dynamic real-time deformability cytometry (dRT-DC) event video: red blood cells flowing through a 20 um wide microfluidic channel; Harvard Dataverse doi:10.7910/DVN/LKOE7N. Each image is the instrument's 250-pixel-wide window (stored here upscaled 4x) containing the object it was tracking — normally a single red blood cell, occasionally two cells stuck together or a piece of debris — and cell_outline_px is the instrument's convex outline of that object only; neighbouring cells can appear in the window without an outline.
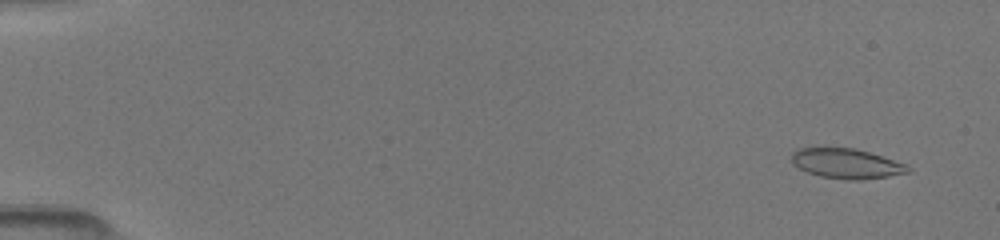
{"species": "common noctule bat (a hibernating species)", "species_latin": "Nyctalus noctula", "temperature_condition": "room temperature", "stored_images_in_passage": 43, "camera_frame_rate_fps": 3000, "um_per_image_px": 0.085, "animal": {"sex": "female", "body_mass_g": 19.5, "forearm_length_mm": 54.1}, "frame": {"image": 1, "passage_image": 3, "time_ms": 0.667, "image_size_px": [1000, 240], "cell_outline_px": [[912, 172], [888, 176], [860, 180], [844, 180], [820, 176], [808, 172], [792, 164], [792, 152], [796, 148], [824, 144], [856, 148], [908, 164], [912, 168]], "centroid_in_image_um": [71.92, 13.85], "position_along_channel_um": 13.1, "area_um2": 21.33}}
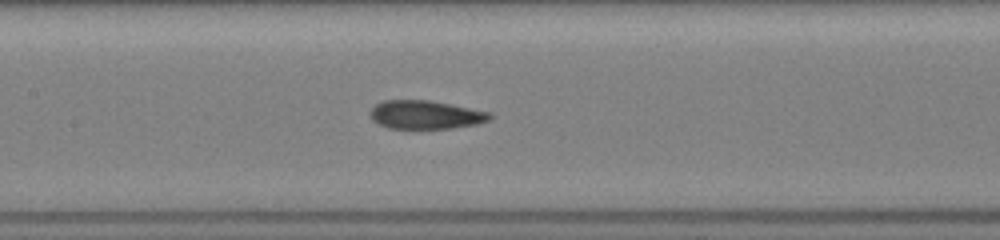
{"frame": {"image": 2, "passage_image": 23, "time_ms": 8.0, "image_size_px": [1000, 240], "cell_outline_px": [[492, 116], [488, 120], [476, 124], [452, 128], [388, 128], [372, 120], [368, 112], [376, 104], [384, 100], [428, 100], [452, 104], [492, 112]], "centroid_in_image_um": [36.17, 9.74], "position_along_channel_um": 171.2, "area_um2": 19.88}}
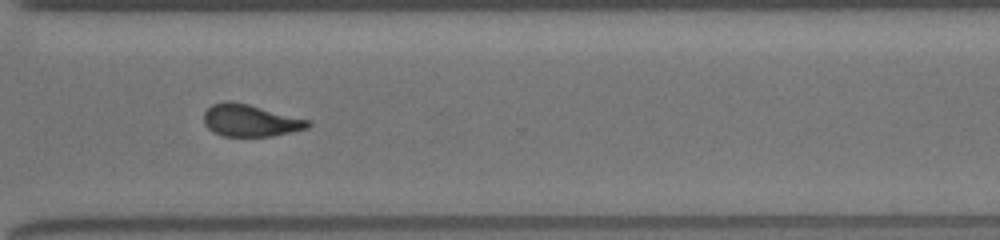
{"frame": {"image": 3, "passage_image": 42, "time_ms": 12.333, "image_size_px": [1000, 240], "cell_outline_px": [[312, 124], [308, 128], [272, 136], [224, 136], [212, 132], [204, 124], [204, 112], [212, 104], [224, 100], [232, 100], [312, 120]], "centroid_in_image_um": [21.28, 10.23], "position_along_channel_um": 349.3, "area_um2": 19.71}}